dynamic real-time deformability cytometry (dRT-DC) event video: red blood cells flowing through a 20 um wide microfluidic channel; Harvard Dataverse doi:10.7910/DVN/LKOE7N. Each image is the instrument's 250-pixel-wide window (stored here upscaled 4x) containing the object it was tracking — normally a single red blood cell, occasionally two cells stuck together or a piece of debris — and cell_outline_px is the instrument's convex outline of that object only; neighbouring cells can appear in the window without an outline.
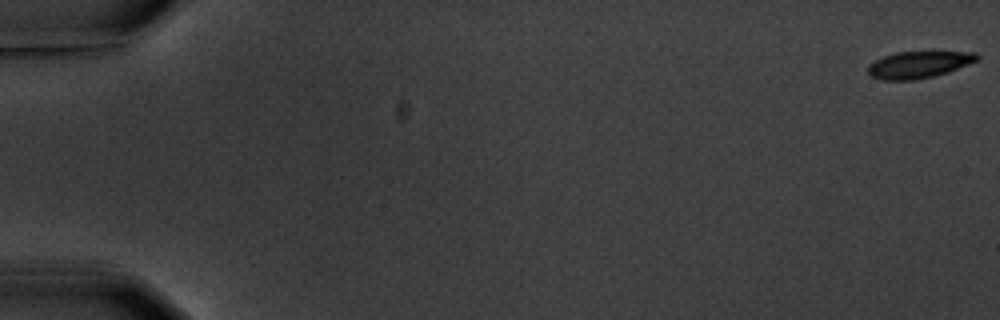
{"species": "common noctule bat (a hibernating species)", "species_latin": "Nyctalus noctula", "temperature_condition": "warm", "stored_images_in_passage": 6, "camera_frame_rate_fps": 3000, "um_per_image_px": 0.085, "animal": {"sex": "male", "body_mass_g": 20.1, "forearm_length_mm": 53.5}, "frame": {"image": 1, "passage_image": 1, "time_ms": 0.0, "image_size_px": [1000, 320], "cell_outline_px": [[980, 56], [976, 60], [968, 64], [948, 72], [916, 80], [884, 80], [872, 76], [868, 72], [868, 64], [884, 56], [896, 52], [976, 52]], "centroid_in_image_um": [78.08, 5.49], "position_along_channel_um": 6.9, "area_um2": 16.82}}
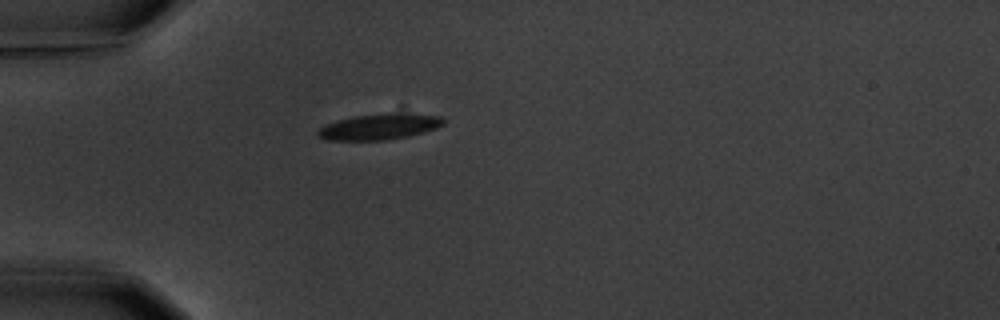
{"frame": {"image": 2, "passage_image": 6, "time_ms": 5.667, "image_size_px": [1000, 320], "cell_outline_px": [[444, 124], [436, 128], [424, 132], [408, 136], [388, 140], [328, 140], [316, 136], [316, 132], [324, 124], [336, 120], [352, 116], [384, 112], [388, 112], [440, 116], [444, 120]], "centroid_in_image_um": [32.2, 10.76], "position_along_channel_um": 52.8, "area_um2": 19.19}}